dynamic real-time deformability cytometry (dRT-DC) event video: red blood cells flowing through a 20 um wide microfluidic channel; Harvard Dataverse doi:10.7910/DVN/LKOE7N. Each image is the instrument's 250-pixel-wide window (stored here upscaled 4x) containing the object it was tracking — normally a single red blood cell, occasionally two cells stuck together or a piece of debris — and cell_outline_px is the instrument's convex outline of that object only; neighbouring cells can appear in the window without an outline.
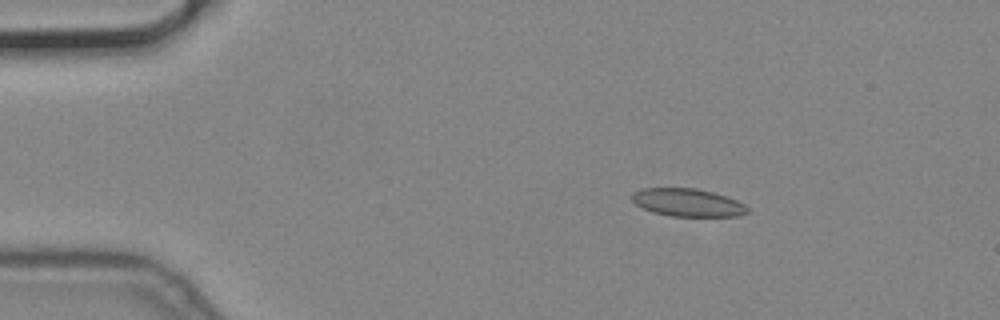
{"species": "common noctule bat (a hibernating species)", "species_latin": "Nyctalus noctula", "temperature_condition": "cold", "stored_images_in_passage": 4, "camera_frame_rate_fps": 3000, "um_per_image_px": 0.085, "animal": {"sex": "male", "body_mass_g": 19.2, "forearm_length_mm": 51.8}, "frame": {"image": 1, "passage_image": 2, "time_ms": 0.333, "image_size_px": [1000, 320], "cell_outline_px": [[748, 212], [736, 216], [672, 216], [652, 212], [636, 204], [632, 200], [632, 192], [640, 188], [696, 188], [712, 192], [736, 200], [744, 204], [748, 208]], "centroid_in_image_um": [58.42, 17.21], "position_along_channel_um": 26.6, "area_um2": 18.61}}